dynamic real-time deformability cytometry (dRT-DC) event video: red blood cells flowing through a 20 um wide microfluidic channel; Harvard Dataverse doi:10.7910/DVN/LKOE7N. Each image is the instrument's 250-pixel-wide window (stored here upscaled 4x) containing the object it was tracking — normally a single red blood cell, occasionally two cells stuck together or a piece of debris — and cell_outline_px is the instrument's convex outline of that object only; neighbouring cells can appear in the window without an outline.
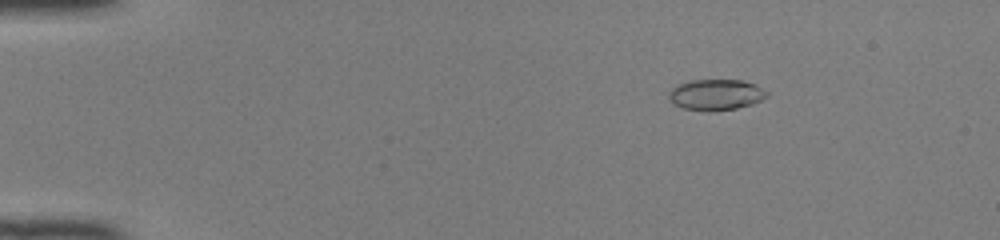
{"species": "common noctule bat (a hibernating species)", "species_latin": "Nyctalus noctula", "temperature_condition": "room temperature", "stored_images_in_passage": 51, "segment_of_instrument_passage": [1, 2], "camera_frame_rate_fps": 3000, "um_per_image_px": 0.085, "animal": {"sex": "female", "body_mass_g": 22.0, "forearm_length_mm": 56.7}, "frame": {"image": 1, "passage_image": 8, "time_ms": 2.333, "image_size_px": [1000, 240], "cell_outline_px": [[768, 96], [752, 104], [736, 108], [708, 112], [684, 108], [676, 104], [668, 96], [668, 92], [676, 84], [688, 80], [740, 80], [756, 84], [768, 92]], "centroid_in_image_um": [60.85, 8.04], "position_along_channel_um": 24.2, "area_um2": 17.69}}
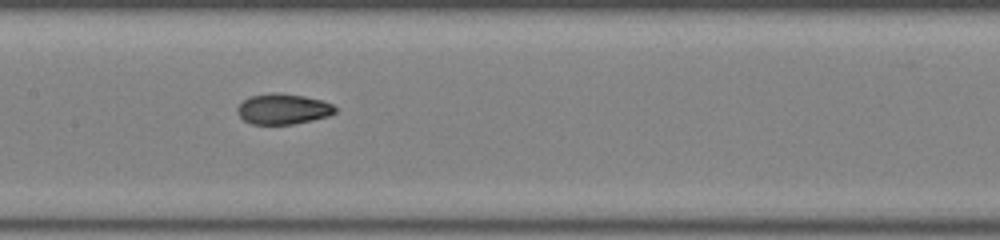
{"frame": {"image": 2, "passage_image": 26, "time_ms": 8.333, "image_size_px": [1000, 240], "cell_outline_px": [[336, 112], [328, 116], [312, 120], [292, 124], [252, 124], [244, 120], [236, 112], [236, 108], [248, 96], [276, 92], [304, 96], [320, 100], [332, 104], [336, 108]], "centroid_in_image_um": [24.03, 9.26], "position_along_channel_um": 183.4, "area_um2": 17.34}}
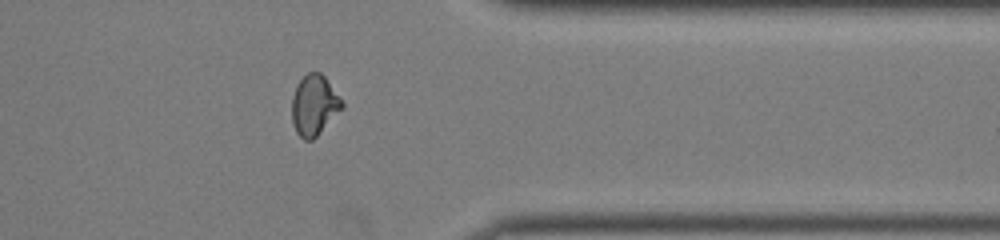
{"frame": {"image": 3, "passage_image": 41, "time_ms": 13.333, "image_size_px": [1000, 240], "cell_outline_px": [[344, 108], [312, 140], [304, 140], [296, 132], [292, 124], [292, 96], [296, 84], [308, 72], [320, 72], [324, 76], [344, 104]], "centroid_in_image_um": [26.69, 8.95], "position_along_channel_um": 384.7, "area_um2": 17.57}}